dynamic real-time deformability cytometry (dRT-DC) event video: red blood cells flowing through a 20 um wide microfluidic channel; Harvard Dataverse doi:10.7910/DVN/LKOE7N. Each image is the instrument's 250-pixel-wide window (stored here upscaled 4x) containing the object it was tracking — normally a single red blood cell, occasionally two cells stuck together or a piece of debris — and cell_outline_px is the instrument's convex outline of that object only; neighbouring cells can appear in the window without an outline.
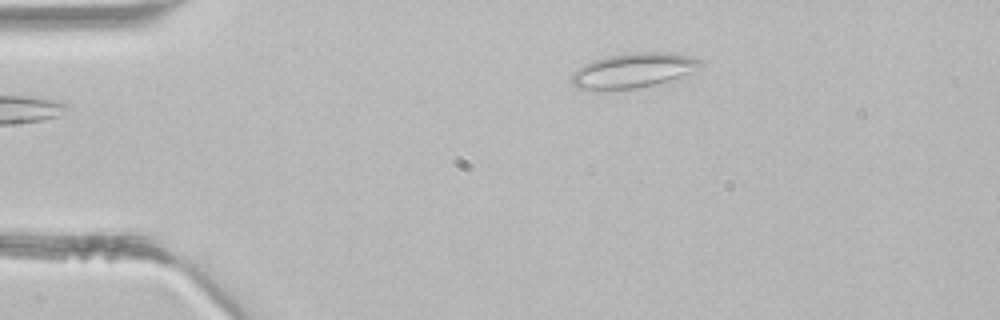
{"species": "common noctule bat (a hibernating species)", "species_latin": "Nyctalus noctula", "temperature_condition": "room temperature", "stored_images_in_passage": 3, "camera_frame_rate_fps": 3000, "um_per_image_px": 0.085, "animal": {"sex": "male", "body_mass_g": 21.5, "forearm_length_mm": 52.0}, "frame": {"image": 1, "passage_image": 3, "time_ms": 0.667, "image_size_px": [1000, 320], "cell_outline_px": [[704, 68], [656, 84], [636, 88], [576, 88], [572, 84], [572, 76], [584, 64], [592, 60], [608, 56], [628, 52], [668, 52], [692, 56], [700, 60], [704, 64]], "centroid_in_image_um": [53.92, 5.95], "position_along_channel_um": 31.1, "area_um2": 25.72}}